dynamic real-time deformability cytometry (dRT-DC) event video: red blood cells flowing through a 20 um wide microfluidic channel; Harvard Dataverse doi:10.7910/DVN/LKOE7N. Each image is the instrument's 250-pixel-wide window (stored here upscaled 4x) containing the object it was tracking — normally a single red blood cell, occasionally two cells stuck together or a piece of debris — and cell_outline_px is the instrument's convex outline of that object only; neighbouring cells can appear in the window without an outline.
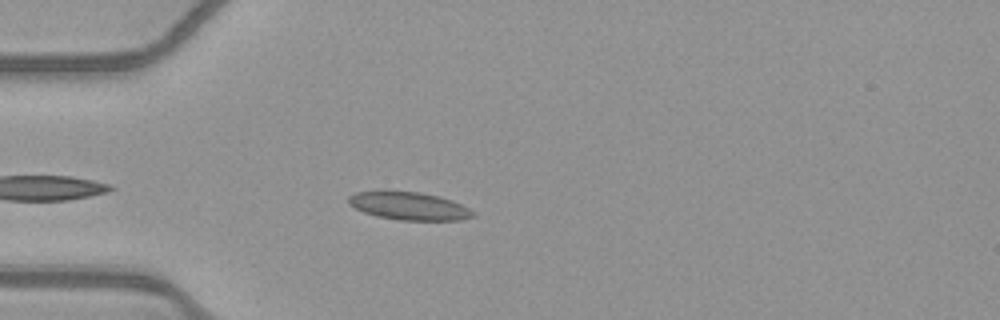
{"species": "common noctule bat (a hibernating species)", "species_latin": "Nyctalus noctula", "temperature_condition": "warm", "stored_images_in_passage": 36, "camera_frame_rate_fps": 3000, "um_per_image_px": 0.085, "animal": {"sex": "female", "body_mass_g": 21.9}, "frame": {"image": 1, "passage_image": 5, "time_ms": 1.333, "image_size_px": [1000, 320], "cell_outline_px": [[476, 216], [460, 220], [400, 220], [376, 216], [364, 212], [348, 204], [348, 196], [356, 192], [380, 188], [384, 188], [420, 192], [452, 200], [476, 212]], "centroid_in_image_um": [34.7, 17.47], "position_along_channel_um": 50.3, "area_um2": 20.92}}
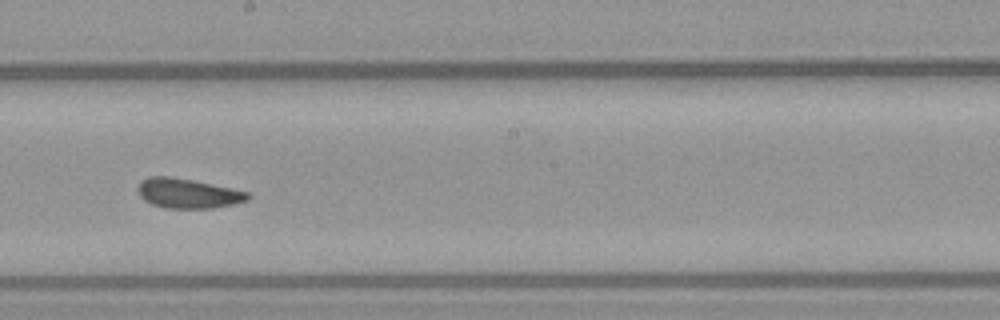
{"frame": {"image": 2, "passage_image": 20, "time_ms": 6.333, "image_size_px": [1000, 320], "cell_outline_px": [[252, 196], [248, 200], [232, 204], [212, 208], [168, 208], [152, 204], [144, 200], [140, 196], [140, 180], [148, 176], [168, 176], [192, 180], [248, 192]], "centroid_in_image_um": [15.97, 16.43], "position_along_channel_um": 232.2, "area_um2": 18.73}}
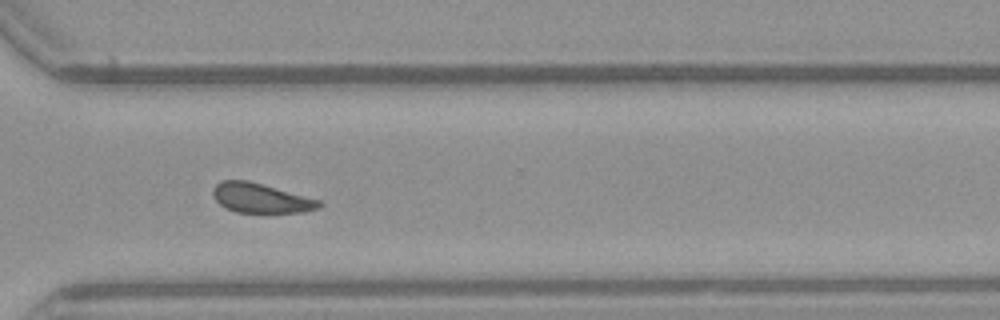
{"frame": {"image": 3, "passage_image": 29, "time_ms": 9.333, "image_size_px": [1000, 320], "cell_outline_px": [[324, 204], [320, 208], [304, 212], [236, 212], [220, 204], [212, 196], [212, 188], [220, 180], [248, 180], [320, 200]], "centroid_in_image_um": [22.17, 16.83], "position_along_channel_um": 348.4, "area_um2": 18.26}, "authors_computed_cell_mechanics": {"area_um2": 18.9873, "velocity_mm_per_s": 3.8843, "shape_relaxation_time_tau1_ms": 6.9564, "shape_relaxation_time_tau2_ms": 2.3892, "deformation_change_tau1": 0.1362, "deformation_change_tau2": 0.0878}}